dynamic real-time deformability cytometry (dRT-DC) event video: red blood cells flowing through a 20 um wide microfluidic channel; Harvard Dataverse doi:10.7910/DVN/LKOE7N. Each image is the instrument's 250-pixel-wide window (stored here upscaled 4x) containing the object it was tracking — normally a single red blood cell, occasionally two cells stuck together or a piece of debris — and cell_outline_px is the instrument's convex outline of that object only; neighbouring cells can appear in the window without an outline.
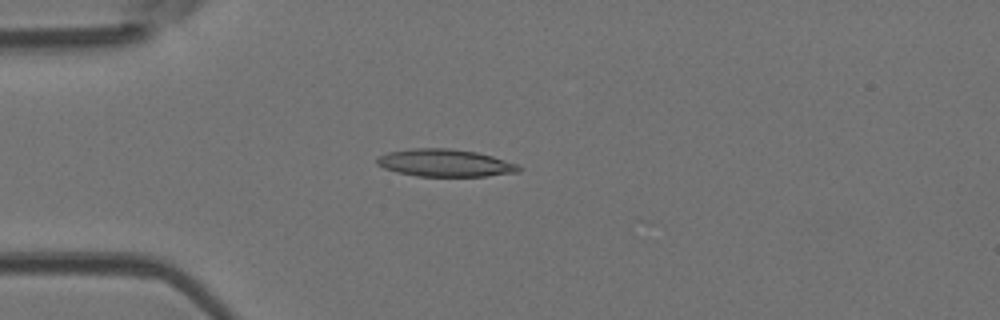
{"species": "Egyptian fruit bat (a non-hibernating species)", "species_latin": "Rousettus aegyptiacus", "temperature_condition": "room temperature", "stored_images_in_passage": 48, "camera_frame_rate_fps": 3000, "um_per_image_px": 0.085, "animal": {"sex": "female"}, "frame": {"image": 1, "passage_image": 13, "time_ms": 4.0, "image_size_px": [1000, 320], "cell_outline_px": [[524, 168], [520, 172], [484, 176], [416, 176], [396, 172], [384, 168], [376, 164], [376, 156], [388, 152], [412, 148], [448, 148], [476, 152], [492, 156], [516, 164]], "centroid_in_image_um": [37.8, 13.85], "position_along_channel_um": 47.2, "area_um2": 22.77}}
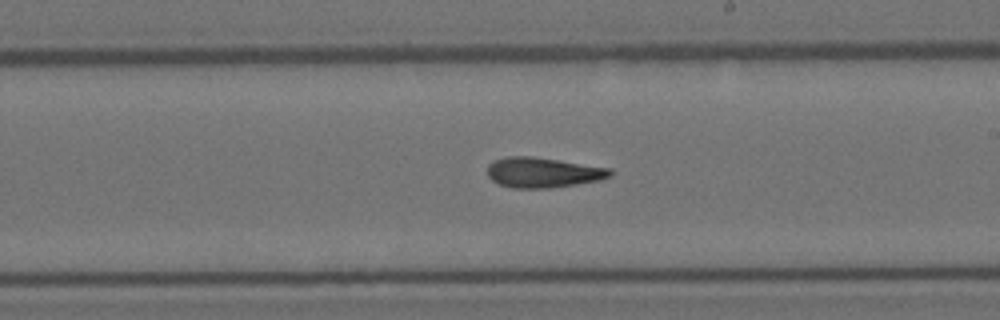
{"frame": {"image": 2, "passage_image": 28, "time_ms": 9.0, "image_size_px": [1000, 320], "cell_outline_px": [[612, 176], [600, 180], [552, 188], [512, 188], [500, 184], [492, 180], [488, 176], [488, 164], [496, 160], [508, 156], [532, 156], [612, 168]], "centroid_in_image_um": [46.18, 14.66], "position_along_channel_um": 242.8, "area_um2": 21.62}}
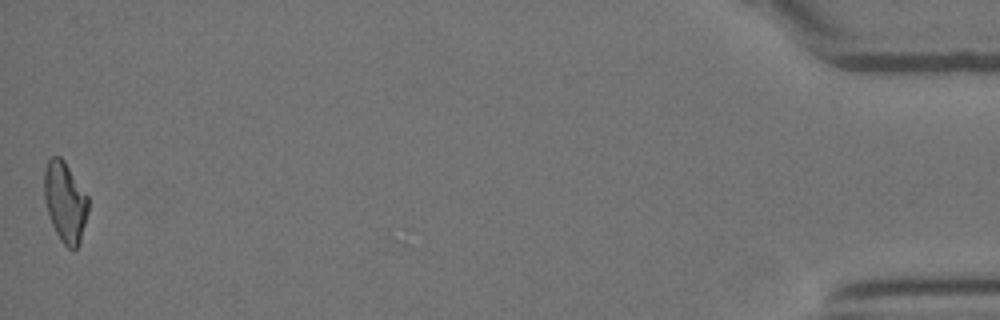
{"frame": {"image": 3, "passage_image": 48, "time_ms": 15.667, "image_size_px": [1000, 320], "cell_outline_px": [[88, 212], [80, 244], [76, 248], [68, 248], [60, 240], [52, 224], [44, 200], [44, 168], [48, 160], [52, 156], [60, 156], [64, 160], [88, 196]], "centroid_in_image_um": [5.53, 17.15], "position_along_channel_um": 429.7, "area_um2": 20.63}, "authors_computed_cell_mechanics": {"area_um2": 21.2993, "velocity_mm_per_s": 4.2211, "shape_relaxation_time_tau1_ms": null, "shape_relaxation_time_tau2_ms": 6.916, "deformation_change_tau1": null, "deformation_change_tau2": 0.2038}}